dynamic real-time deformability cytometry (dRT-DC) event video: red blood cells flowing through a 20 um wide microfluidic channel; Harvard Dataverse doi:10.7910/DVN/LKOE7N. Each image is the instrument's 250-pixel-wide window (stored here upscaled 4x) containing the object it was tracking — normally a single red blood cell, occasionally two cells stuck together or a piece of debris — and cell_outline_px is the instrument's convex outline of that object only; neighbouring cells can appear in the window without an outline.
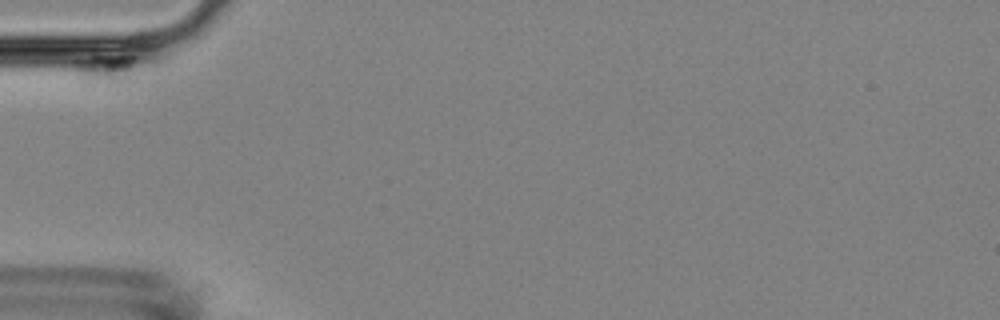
{"species": "Egyptian fruit bat (a non-hibernating species)", "species_latin": "Rousettus aegyptiacus", "temperature_condition": "room temperature", "stored_images_in_passage": 15, "camera_frame_rate_fps": 3000, "um_per_image_px": 0.085, "animal": {"sex": "female"}, "frame": {"image": 1, "passage_image": 1, "time_ms": 0.0, "image_size_px": [1000, 320], "cell_outline_px": [[136, 60], [132, 80], [112, 84], [108, 84], [84, 80], [76, 68], [72, 60], [92, 56], [136, 56]], "centroid_in_image_um": [9.04, 5.84], "position_along_channel_um": 76.0, "area_um2": 10.46}}
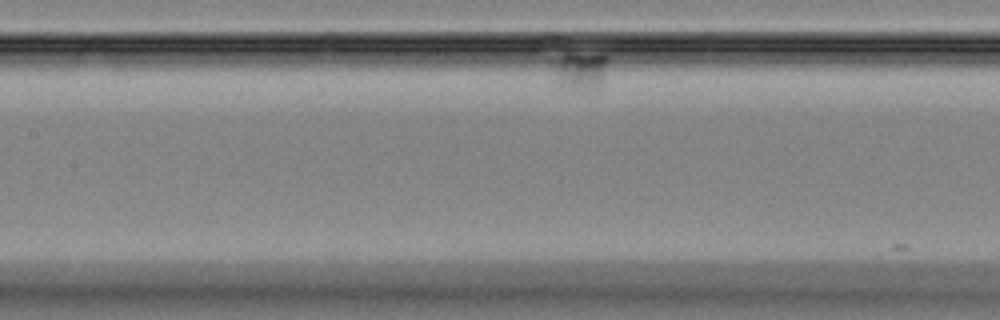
{"frame": {"image": 2, "passage_image": 6, "time_ms": 5.667, "image_size_px": [1000, 320], "cell_outline_px": [[608, 60], [604, 80], [596, 88], [580, 92], [556, 84], [552, 80], [544, 60], [560, 56], [608, 56]], "centroid_in_image_um": [49.11, 6.07], "position_along_channel_um": 158.3, "area_um2": 12.83}}
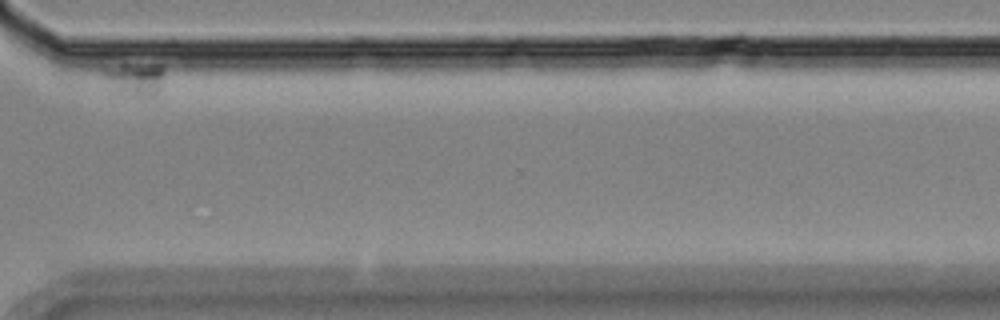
{"frame": {"image": 3, "passage_image": 15, "time_ms": 17.0, "image_size_px": [1000, 320], "cell_outline_px": [[164, 72], [160, 92], [156, 96], [132, 96], [116, 92], [104, 76], [104, 68], [120, 64], [164, 64]], "centroid_in_image_um": [11.55, 6.7], "position_along_channel_um": 359.1, "area_um2": 11.91}}